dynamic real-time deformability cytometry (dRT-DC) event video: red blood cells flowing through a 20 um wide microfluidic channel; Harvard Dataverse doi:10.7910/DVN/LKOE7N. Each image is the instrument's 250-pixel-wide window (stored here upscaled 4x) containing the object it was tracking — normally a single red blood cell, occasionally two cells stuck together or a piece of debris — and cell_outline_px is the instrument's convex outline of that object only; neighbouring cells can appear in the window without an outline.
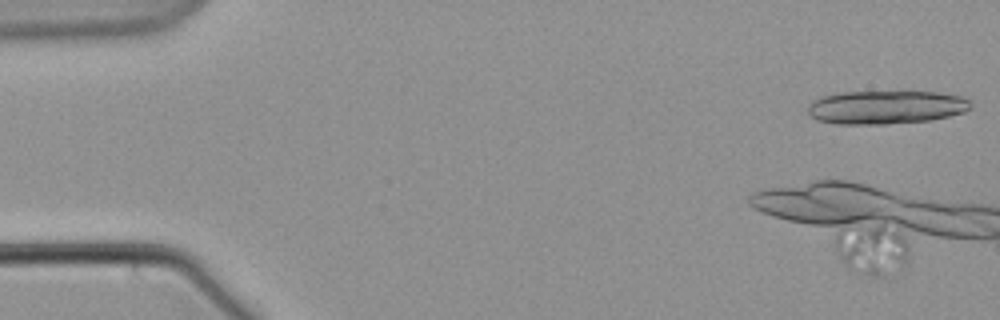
{"species": "common noctule bat (a hibernating species)", "species_latin": "Nyctalus noctula", "temperature_condition": "warm", "stored_images_in_passage": 14, "camera_frame_rate_fps": 3000, "um_per_image_px": 0.085, "animal": {"sex": "male", "body_mass_g": 21.5, "forearm_length_mm": 52.0}, "frame": {"image": 1, "passage_image": 1, "time_ms": 0.0, "image_size_px": [1000, 320], "cell_outline_px": [[972, 108], [964, 112], [932, 120], [884, 124], [836, 124], [816, 120], [808, 112], [808, 104], [812, 100], [820, 96], [840, 92], [936, 92], [964, 96], [972, 104]], "centroid_in_image_um": [75.3, 9.11], "position_along_channel_um": 9.7, "area_um2": 32.02}}